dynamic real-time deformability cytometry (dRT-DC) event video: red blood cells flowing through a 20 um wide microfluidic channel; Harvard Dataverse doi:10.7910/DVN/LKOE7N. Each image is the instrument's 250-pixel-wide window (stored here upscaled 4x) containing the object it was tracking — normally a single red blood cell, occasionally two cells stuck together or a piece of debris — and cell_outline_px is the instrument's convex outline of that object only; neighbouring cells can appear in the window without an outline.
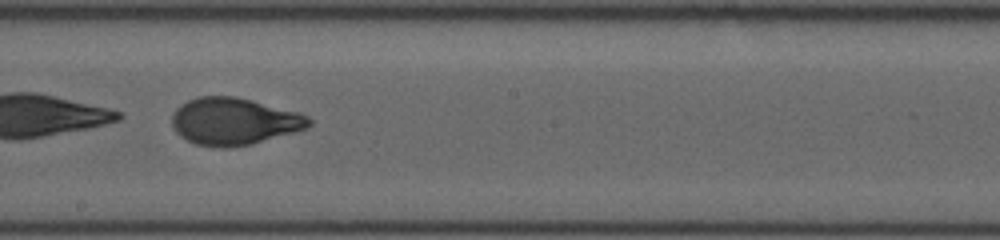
{"species": "human", "species_latin": "Homo sapiens", "temperature_condition": "room temperature", "stored_images_in_passage": 23, "camera_frame_rate_fps": 3000, "um_per_image_px": 0.085, "donor": {"sex": "female"}, "frame": {"image": 1, "passage_image": 20, "time_ms": 11.0, "image_size_px": [1000, 240], "cell_outline_px": [[312, 124], [308, 128], [252, 144], [228, 148], [220, 148], [196, 144], [180, 136], [172, 128], [172, 116], [176, 108], [180, 104], [188, 100], [200, 96], [236, 96], [300, 112], [308, 116], [312, 120]], "centroid_in_image_um": [19.9, 10.31], "position_along_channel_um": 228.3, "area_um2": 37.92}}